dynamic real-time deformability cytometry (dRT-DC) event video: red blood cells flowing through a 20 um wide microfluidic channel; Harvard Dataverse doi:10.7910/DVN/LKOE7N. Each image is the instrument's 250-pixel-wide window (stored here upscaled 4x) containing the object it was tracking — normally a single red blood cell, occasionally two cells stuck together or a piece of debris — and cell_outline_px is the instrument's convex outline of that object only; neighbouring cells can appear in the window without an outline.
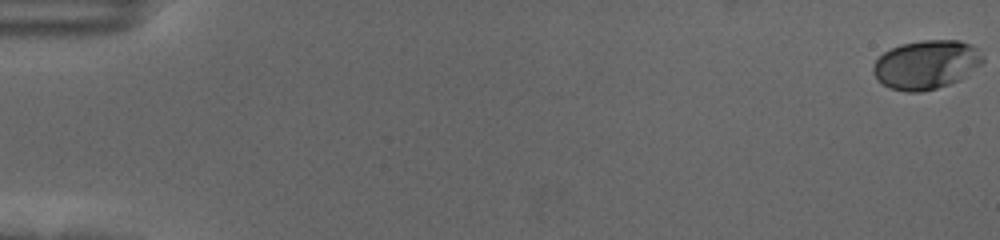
{"species": "human", "species_latin": "Homo sapiens", "temperature_condition": "cold", "stored_images_in_passage": 59, "camera_frame_rate_fps": 3000, "um_per_image_px": 0.085, "donor": {"sex": "female"}, "frame": {"image": 1, "passage_image": 1, "time_ms": 0.0, "image_size_px": [1000, 240], "cell_outline_px": [[984, 60], [980, 64], [960, 80], [936, 88], [920, 92], [908, 92], [888, 88], [872, 72], [872, 64], [884, 52], [900, 44], [924, 40], [960, 40], [972, 44], [984, 56]], "centroid_in_image_um": [78.73, 5.48], "position_along_channel_um": 6.3, "area_um2": 31.15}}
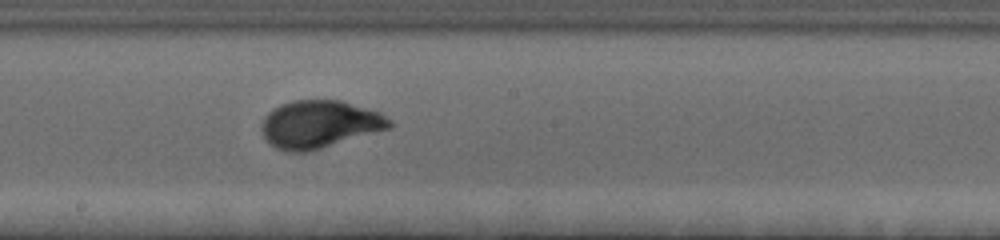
{"frame": {"image": 2, "passage_image": 34, "time_ms": 11.0, "image_size_px": [1000, 240], "cell_outline_px": [[396, 124], [392, 128], [308, 152], [288, 152], [276, 148], [264, 136], [260, 128], [260, 124], [264, 116], [268, 112], [280, 104], [296, 100], [340, 100], [380, 112], [392, 120]], "centroid_in_image_um": [27.18, 10.56], "position_along_channel_um": 221.0, "area_um2": 35.78}}
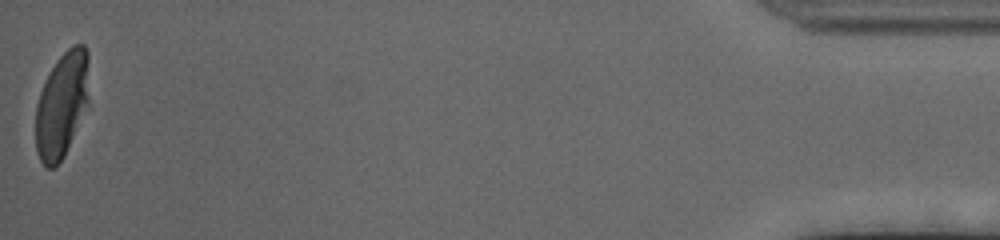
{"frame": {"image": 3, "passage_image": 59, "time_ms": 19.333, "image_size_px": [1000, 240], "cell_outline_px": [[88, 100], [64, 156], [52, 168], [44, 168], [36, 152], [36, 104], [40, 92], [56, 60], [72, 44], [84, 44], [88, 52]], "centroid_in_image_um": [5.24, 8.89], "position_along_channel_um": 430.0, "area_um2": 32.37}, "authors_computed_cell_mechanics": {"area_um2": 33.1194, "velocity_mm_per_s": 3.5452, "shape_relaxation_time_tau1_ms": 3.8332, "shape_relaxation_time_tau2_ms": null, "deformation_change_tau1": 0.175, "deformation_change_tau2": null}}